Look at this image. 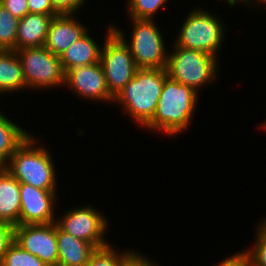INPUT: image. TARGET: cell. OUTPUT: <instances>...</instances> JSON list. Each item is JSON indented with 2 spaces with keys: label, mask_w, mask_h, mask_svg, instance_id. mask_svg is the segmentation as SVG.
Masks as SVG:
<instances>
[{
  "label": "cell",
  "mask_w": 266,
  "mask_h": 266,
  "mask_svg": "<svg viewBox=\"0 0 266 266\" xmlns=\"http://www.w3.org/2000/svg\"><path fill=\"white\" fill-rule=\"evenodd\" d=\"M199 98L200 94L195 90L167 75L155 114L143 130L156 135L162 133L161 135L169 138L185 133L193 124Z\"/></svg>",
  "instance_id": "6da1fadb"
},
{
  "label": "cell",
  "mask_w": 266,
  "mask_h": 266,
  "mask_svg": "<svg viewBox=\"0 0 266 266\" xmlns=\"http://www.w3.org/2000/svg\"><path fill=\"white\" fill-rule=\"evenodd\" d=\"M0 266H46L38 257L13 243L0 261Z\"/></svg>",
  "instance_id": "cb8c5ba5"
},
{
  "label": "cell",
  "mask_w": 266,
  "mask_h": 266,
  "mask_svg": "<svg viewBox=\"0 0 266 266\" xmlns=\"http://www.w3.org/2000/svg\"><path fill=\"white\" fill-rule=\"evenodd\" d=\"M246 255L241 248V251H237L234 254H228V257L222 259L218 263H214V266H245Z\"/></svg>",
  "instance_id": "f546056e"
},
{
  "label": "cell",
  "mask_w": 266,
  "mask_h": 266,
  "mask_svg": "<svg viewBox=\"0 0 266 266\" xmlns=\"http://www.w3.org/2000/svg\"><path fill=\"white\" fill-rule=\"evenodd\" d=\"M23 69L27 91L36 93L63 89L65 73L60 57L50 52L44 46L25 48L16 51Z\"/></svg>",
  "instance_id": "52a82bcc"
},
{
  "label": "cell",
  "mask_w": 266,
  "mask_h": 266,
  "mask_svg": "<svg viewBox=\"0 0 266 266\" xmlns=\"http://www.w3.org/2000/svg\"><path fill=\"white\" fill-rule=\"evenodd\" d=\"M226 5H228L231 8V10L235 8L237 5H243V7L246 5L245 7L247 9L251 8L250 11L252 12V10L254 11V9L256 8L258 10L259 8L261 9L266 8V0H226Z\"/></svg>",
  "instance_id": "4dcf8cb0"
},
{
  "label": "cell",
  "mask_w": 266,
  "mask_h": 266,
  "mask_svg": "<svg viewBox=\"0 0 266 266\" xmlns=\"http://www.w3.org/2000/svg\"><path fill=\"white\" fill-rule=\"evenodd\" d=\"M19 19L0 4V50H14Z\"/></svg>",
  "instance_id": "603a6c76"
},
{
  "label": "cell",
  "mask_w": 266,
  "mask_h": 266,
  "mask_svg": "<svg viewBox=\"0 0 266 266\" xmlns=\"http://www.w3.org/2000/svg\"><path fill=\"white\" fill-rule=\"evenodd\" d=\"M169 2L170 0H126L124 4L127 13L126 16L132 19L156 20L159 12H161Z\"/></svg>",
  "instance_id": "ffe728a7"
},
{
  "label": "cell",
  "mask_w": 266,
  "mask_h": 266,
  "mask_svg": "<svg viewBox=\"0 0 266 266\" xmlns=\"http://www.w3.org/2000/svg\"><path fill=\"white\" fill-rule=\"evenodd\" d=\"M58 266H86L96 249L91 243L62 231L56 225Z\"/></svg>",
  "instance_id": "2e32d148"
},
{
  "label": "cell",
  "mask_w": 266,
  "mask_h": 266,
  "mask_svg": "<svg viewBox=\"0 0 266 266\" xmlns=\"http://www.w3.org/2000/svg\"><path fill=\"white\" fill-rule=\"evenodd\" d=\"M15 121L14 117L12 120V116L0 109V168L7 165L11 155L32 134L30 130L27 131V128H22L24 126Z\"/></svg>",
  "instance_id": "d6986e66"
},
{
  "label": "cell",
  "mask_w": 266,
  "mask_h": 266,
  "mask_svg": "<svg viewBox=\"0 0 266 266\" xmlns=\"http://www.w3.org/2000/svg\"><path fill=\"white\" fill-rule=\"evenodd\" d=\"M80 14H58L50 22L44 47L60 57L74 42L81 38L90 27ZM77 17V18H76Z\"/></svg>",
  "instance_id": "4fadbf2b"
},
{
  "label": "cell",
  "mask_w": 266,
  "mask_h": 266,
  "mask_svg": "<svg viewBox=\"0 0 266 266\" xmlns=\"http://www.w3.org/2000/svg\"><path fill=\"white\" fill-rule=\"evenodd\" d=\"M245 266H256L254 265L247 257H246V264Z\"/></svg>",
  "instance_id": "d6a6232c"
},
{
  "label": "cell",
  "mask_w": 266,
  "mask_h": 266,
  "mask_svg": "<svg viewBox=\"0 0 266 266\" xmlns=\"http://www.w3.org/2000/svg\"><path fill=\"white\" fill-rule=\"evenodd\" d=\"M110 243L104 247L96 248L90 255L86 266H120L121 260L132 250L129 248H118Z\"/></svg>",
  "instance_id": "7402d4cb"
},
{
  "label": "cell",
  "mask_w": 266,
  "mask_h": 266,
  "mask_svg": "<svg viewBox=\"0 0 266 266\" xmlns=\"http://www.w3.org/2000/svg\"><path fill=\"white\" fill-rule=\"evenodd\" d=\"M127 20L130 21V33L123 30L122 25L117 26L115 19L113 26L114 31L129 46L136 66L149 69L166 68L170 42L164 37L167 34L163 33V27H158L156 20L132 18Z\"/></svg>",
  "instance_id": "5b68a950"
},
{
  "label": "cell",
  "mask_w": 266,
  "mask_h": 266,
  "mask_svg": "<svg viewBox=\"0 0 266 266\" xmlns=\"http://www.w3.org/2000/svg\"><path fill=\"white\" fill-rule=\"evenodd\" d=\"M64 88L78 96L83 101L109 106L113 104L114 96L108 90L103 68L99 63L74 67L65 73ZM72 91V92H71Z\"/></svg>",
  "instance_id": "30bf717a"
},
{
  "label": "cell",
  "mask_w": 266,
  "mask_h": 266,
  "mask_svg": "<svg viewBox=\"0 0 266 266\" xmlns=\"http://www.w3.org/2000/svg\"><path fill=\"white\" fill-rule=\"evenodd\" d=\"M100 64L108 90L114 97L134 77L138 69L129 46L115 31L104 40Z\"/></svg>",
  "instance_id": "9c48e42d"
},
{
  "label": "cell",
  "mask_w": 266,
  "mask_h": 266,
  "mask_svg": "<svg viewBox=\"0 0 266 266\" xmlns=\"http://www.w3.org/2000/svg\"><path fill=\"white\" fill-rule=\"evenodd\" d=\"M167 69L138 68L134 77L114 97L113 106L120 107L123 116L144 128L153 118L162 93Z\"/></svg>",
  "instance_id": "7a4b0ae2"
},
{
  "label": "cell",
  "mask_w": 266,
  "mask_h": 266,
  "mask_svg": "<svg viewBox=\"0 0 266 266\" xmlns=\"http://www.w3.org/2000/svg\"><path fill=\"white\" fill-rule=\"evenodd\" d=\"M105 33L102 37L103 42L97 41L91 34V28L76 42H74L61 56V66L66 73L68 70L84 65H92L100 62L101 50L104 40L114 31L113 22L107 21ZM92 35V36H91ZM96 39V41H95Z\"/></svg>",
  "instance_id": "5bb4252c"
},
{
  "label": "cell",
  "mask_w": 266,
  "mask_h": 266,
  "mask_svg": "<svg viewBox=\"0 0 266 266\" xmlns=\"http://www.w3.org/2000/svg\"><path fill=\"white\" fill-rule=\"evenodd\" d=\"M37 136L32 133L11 155L4 168L20 183L43 190H59V171L53 152L42 143V137Z\"/></svg>",
  "instance_id": "3957f363"
},
{
  "label": "cell",
  "mask_w": 266,
  "mask_h": 266,
  "mask_svg": "<svg viewBox=\"0 0 266 266\" xmlns=\"http://www.w3.org/2000/svg\"><path fill=\"white\" fill-rule=\"evenodd\" d=\"M20 211V182L0 168V221L19 225Z\"/></svg>",
  "instance_id": "e0dca14e"
},
{
  "label": "cell",
  "mask_w": 266,
  "mask_h": 266,
  "mask_svg": "<svg viewBox=\"0 0 266 266\" xmlns=\"http://www.w3.org/2000/svg\"><path fill=\"white\" fill-rule=\"evenodd\" d=\"M147 256V253L143 254V251H140L136 248H133L120 262V266H161L157 259L150 258ZM155 261H154V260Z\"/></svg>",
  "instance_id": "d4e9b609"
},
{
  "label": "cell",
  "mask_w": 266,
  "mask_h": 266,
  "mask_svg": "<svg viewBox=\"0 0 266 266\" xmlns=\"http://www.w3.org/2000/svg\"><path fill=\"white\" fill-rule=\"evenodd\" d=\"M59 190H43L20 183L21 211L19 225L49 224L56 221ZM58 201V202H57Z\"/></svg>",
  "instance_id": "7c38bea8"
},
{
  "label": "cell",
  "mask_w": 266,
  "mask_h": 266,
  "mask_svg": "<svg viewBox=\"0 0 266 266\" xmlns=\"http://www.w3.org/2000/svg\"><path fill=\"white\" fill-rule=\"evenodd\" d=\"M170 42L166 69L172 79L189 86L200 95L206 87L210 89L214 82L217 84L222 65L220 59Z\"/></svg>",
  "instance_id": "8992f818"
},
{
  "label": "cell",
  "mask_w": 266,
  "mask_h": 266,
  "mask_svg": "<svg viewBox=\"0 0 266 266\" xmlns=\"http://www.w3.org/2000/svg\"><path fill=\"white\" fill-rule=\"evenodd\" d=\"M203 6L189 9L184 21H180L181 26H177L179 30L176 29V38L174 37L172 42L177 46L208 53L219 59L227 40L228 26L222 20V15L220 17L214 13L215 11Z\"/></svg>",
  "instance_id": "277c9868"
},
{
  "label": "cell",
  "mask_w": 266,
  "mask_h": 266,
  "mask_svg": "<svg viewBox=\"0 0 266 266\" xmlns=\"http://www.w3.org/2000/svg\"><path fill=\"white\" fill-rule=\"evenodd\" d=\"M0 4L18 19L23 18L29 13L27 0H0Z\"/></svg>",
  "instance_id": "83f0119b"
},
{
  "label": "cell",
  "mask_w": 266,
  "mask_h": 266,
  "mask_svg": "<svg viewBox=\"0 0 266 266\" xmlns=\"http://www.w3.org/2000/svg\"><path fill=\"white\" fill-rule=\"evenodd\" d=\"M27 92L21 61L14 50H0V99Z\"/></svg>",
  "instance_id": "ac0fdd59"
},
{
  "label": "cell",
  "mask_w": 266,
  "mask_h": 266,
  "mask_svg": "<svg viewBox=\"0 0 266 266\" xmlns=\"http://www.w3.org/2000/svg\"><path fill=\"white\" fill-rule=\"evenodd\" d=\"M52 15L28 13L19 19L15 51L44 46Z\"/></svg>",
  "instance_id": "9a60e30c"
},
{
  "label": "cell",
  "mask_w": 266,
  "mask_h": 266,
  "mask_svg": "<svg viewBox=\"0 0 266 266\" xmlns=\"http://www.w3.org/2000/svg\"><path fill=\"white\" fill-rule=\"evenodd\" d=\"M256 223L253 242L244 247L246 257L256 266H266V217ZM263 219V220H262Z\"/></svg>",
  "instance_id": "44dd1931"
},
{
  "label": "cell",
  "mask_w": 266,
  "mask_h": 266,
  "mask_svg": "<svg viewBox=\"0 0 266 266\" xmlns=\"http://www.w3.org/2000/svg\"><path fill=\"white\" fill-rule=\"evenodd\" d=\"M261 125V126H260ZM257 127H260L259 129L261 130V131H263V132H265L266 131V119L265 120H263V122L262 123H260L259 124V126L257 125Z\"/></svg>",
  "instance_id": "1f68e13d"
},
{
  "label": "cell",
  "mask_w": 266,
  "mask_h": 266,
  "mask_svg": "<svg viewBox=\"0 0 266 266\" xmlns=\"http://www.w3.org/2000/svg\"><path fill=\"white\" fill-rule=\"evenodd\" d=\"M88 0H51L54 10L58 14H81ZM79 12V13H78Z\"/></svg>",
  "instance_id": "484cf974"
},
{
  "label": "cell",
  "mask_w": 266,
  "mask_h": 266,
  "mask_svg": "<svg viewBox=\"0 0 266 266\" xmlns=\"http://www.w3.org/2000/svg\"><path fill=\"white\" fill-rule=\"evenodd\" d=\"M29 13H38L44 15H58L54 10L51 0H27Z\"/></svg>",
  "instance_id": "f1b7e54d"
},
{
  "label": "cell",
  "mask_w": 266,
  "mask_h": 266,
  "mask_svg": "<svg viewBox=\"0 0 266 266\" xmlns=\"http://www.w3.org/2000/svg\"><path fill=\"white\" fill-rule=\"evenodd\" d=\"M15 242V225L0 221V261Z\"/></svg>",
  "instance_id": "4316f807"
},
{
  "label": "cell",
  "mask_w": 266,
  "mask_h": 266,
  "mask_svg": "<svg viewBox=\"0 0 266 266\" xmlns=\"http://www.w3.org/2000/svg\"><path fill=\"white\" fill-rule=\"evenodd\" d=\"M15 243L46 266H58L56 223L15 226Z\"/></svg>",
  "instance_id": "8fae6325"
},
{
  "label": "cell",
  "mask_w": 266,
  "mask_h": 266,
  "mask_svg": "<svg viewBox=\"0 0 266 266\" xmlns=\"http://www.w3.org/2000/svg\"><path fill=\"white\" fill-rule=\"evenodd\" d=\"M58 211L55 223L62 231L91 243L95 248L111 243L107 239L108 229H111L110 219L95 205L87 203L70 207L69 210L67 206L66 211H60L59 208Z\"/></svg>",
  "instance_id": "ba28073f"
}]
</instances>
